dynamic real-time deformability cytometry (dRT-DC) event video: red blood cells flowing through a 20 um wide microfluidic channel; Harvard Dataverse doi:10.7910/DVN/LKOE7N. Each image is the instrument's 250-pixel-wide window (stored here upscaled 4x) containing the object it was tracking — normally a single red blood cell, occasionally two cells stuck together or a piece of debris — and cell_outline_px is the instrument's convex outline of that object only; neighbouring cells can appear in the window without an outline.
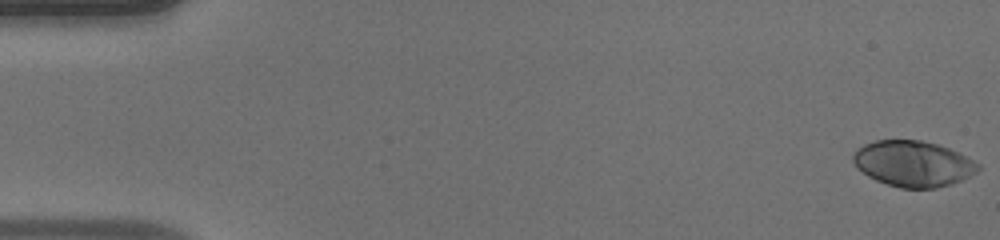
{"species": "human", "species_latin": "Homo sapiens", "temperature_condition": "warm", "stored_images_in_passage": 49, "camera_frame_rate_fps": 3000, "um_per_image_px": 0.085, "donor": {"sex": "male"}, "frame": {"image": 1, "passage_image": 1, "time_ms": 0.0, "image_size_px": [1000, 240], "cell_outline_px": [[980, 168], [976, 172], [952, 184], [936, 188], [900, 188], [876, 180], [868, 176], [856, 168], [852, 160], [852, 156], [856, 148], [864, 144], [876, 140], [920, 140], [936, 144], [948, 148], [980, 164]], "centroid_in_image_um": [77.56, 13.91], "position_along_channel_um": 7.4, "area_um2": 33.23}}
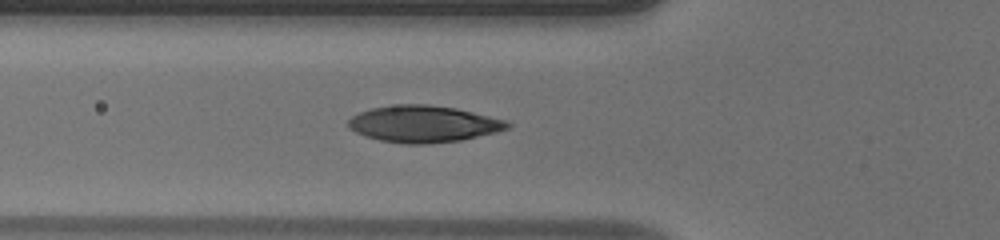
{"frame": {"image": 2, "passage_image": 18, "time_ms": 5.667, "image_size_px": [1000, 240], "cell_outline_px": [[512, 124], [508, 128], [496, 132], [460, 140], [428, 144], [404, 144], [380, 140], [364, 136], [348, 128], [348, 120], [352, 116], [360, 112], [372, 108], [400, 104], [428, 104], [456, 108], [508, 120]], "centroid_in_image_um": [36.0, 10.53], "position_along_channel_um": 89.8, "area_um2": 34.1}}
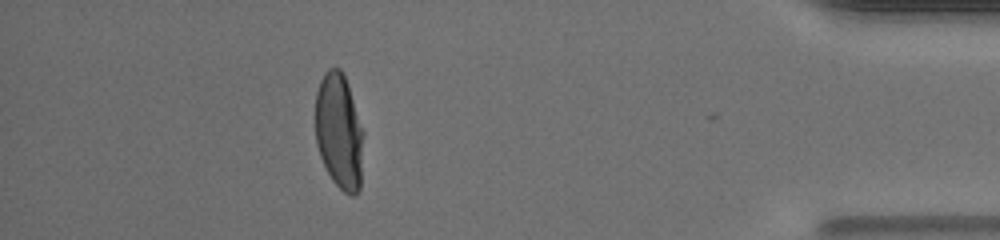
{"frame": {"image": 3, "passage_image": 44, "time_ms": 14.333, "image_size_px": [1000, 240], "cell_outline_px": [[364, 132], [360, 188], [352, 196], [344, 192], [332, 180], [320, 156], [316, 144], [316, 92], [320, 80], [324, 72], [328, 68], [340, 68], [348, 84]], "centroid_in_image_um": [28.83, 11.16], "position_along_channel_um": 406.4, "area_um2": 32.48}, "authors_computed_cell_mechanics": {"area_um2": 33.1194, "velocity_mm_per_s": 4.226, "shape_relaxation_time_tau1_ms": 4.2819, "shape_relaxation_time_tau2_ms": null, "deformation_change_tau1": 0.2454, "deformation_change_tau2": null}}